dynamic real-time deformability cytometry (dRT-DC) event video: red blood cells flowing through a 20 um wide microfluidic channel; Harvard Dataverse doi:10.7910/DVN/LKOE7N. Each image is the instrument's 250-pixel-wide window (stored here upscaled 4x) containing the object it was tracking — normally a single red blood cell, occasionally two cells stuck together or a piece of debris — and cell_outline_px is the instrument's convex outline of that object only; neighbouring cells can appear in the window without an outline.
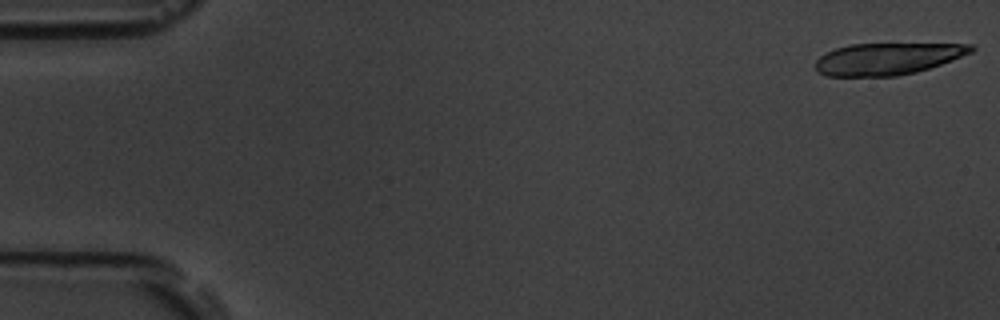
{"species": "common noctule bat (a hibernating species)", "species_latin": "Nyctalus noctula", "temperature_condition": "room temperature", "stored_images_in_passage": 18, "camera_frame_rate_fps": 3000, "um_per_image_px": 0.085, "animal": {"sex": "male", "body_mass_g": 19.5, "forearm_length_mm": 54.6}, "frame": {"image": 1, "passage_image": 1, "time_ms": 0.0, "image_size_px": [1000, 320], "cell_outline_px": [[976, 48], [972, 52], [940, 64], [916, 72], [896, 76], [824, 76], [816, 72], [816, 60], [820, 56], [836, 48], [852, 44], [972, 44]], "centroid_in_image_um": [75.41, 5.0], "position_along_channel_um": 9.6, "area_um2": 28.67}}